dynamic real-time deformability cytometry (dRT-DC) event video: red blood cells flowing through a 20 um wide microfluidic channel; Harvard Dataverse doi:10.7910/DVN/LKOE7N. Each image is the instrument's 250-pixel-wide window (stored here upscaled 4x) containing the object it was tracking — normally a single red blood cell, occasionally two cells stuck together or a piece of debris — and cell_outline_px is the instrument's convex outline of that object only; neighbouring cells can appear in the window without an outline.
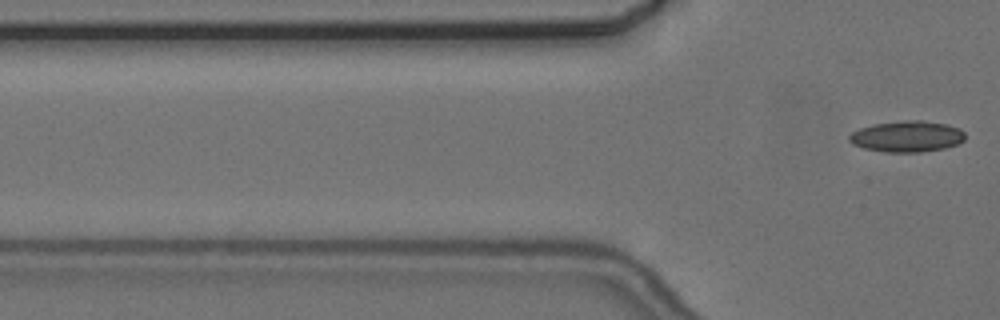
{"species": "common noctule bat (a hibernating species)", "species_latin": "Nyctalus noctula", "temperature_condition": "cold", "stored_images_in_passage": 3, "segment_of_instrument_passage": [2, 2], "camera_frame_rate_fps": 3000, "um_per_image_px": 0.085, "animal": {"sex": "female", "body_mass_g": 24.6, "forearm_length_mm": 56.2}, "frame": {"image": 1, "passage_image": 3, "time_ms": 2.333, "image_size_px": [1000, 320], "cell_outline_px": [[964, 140], [956, 144], [944, 148], [920, 152], [884, 152], [864, 148], [852, 144], [848, 140], [848, 136], [852, 132], [860, 128], [872, 124], [904, 120], [920, 120], [948, 124], [960, 128], [964, 132]], "centroid_in_image_um": [77.07, 11.59], "position_along_channel_um": 48.7, "area_um2": 21.1}}